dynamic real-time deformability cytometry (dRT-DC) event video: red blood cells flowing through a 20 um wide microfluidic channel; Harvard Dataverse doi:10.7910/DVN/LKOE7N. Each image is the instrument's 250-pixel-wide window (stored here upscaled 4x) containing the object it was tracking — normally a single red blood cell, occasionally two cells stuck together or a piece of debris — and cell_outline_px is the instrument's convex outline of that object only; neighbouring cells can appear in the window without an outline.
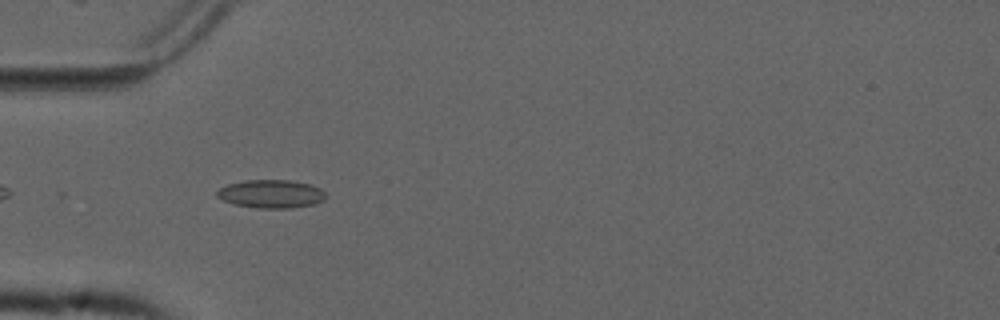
{"species": "common noctule bat (a hibernating species)", "species_latin": "Nyctalus noctula", "temperature_condition": "cold", "stored_images_in_passage": 41, "camera_frame_rate_fps": 3000, "um_per_image_px": 0.085, "animal": {"sex": "male", "forearm_length_mm": 52.5}, "frame": {"image": 1, "passage_image": 4, "time_ms": 1.0, "image_size_px": [1000, 320], "cell_outline_px": [[328, 196], [324, 200], [316, 204], [292, 208], [256, 208], [232, 204], [216, 196], [216, 192], [220, 188], [228, 184], [244, 180], [288, 180], [312, 184], [320, 188]], "centroid_in_image_um": [23.07, 16.48], "position_along_channel_um": 61.9, "area_um2": 18.15}}
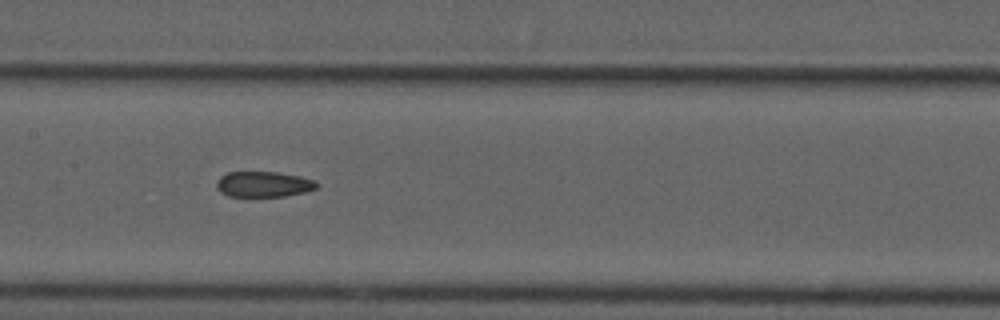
{"frame": {"image": 2, "passage_image": 14, "time_ms": 4.333, "image_size_px": [1000, 320], "cell_outline_px": [[320, 184], [316, 188], [304, 192], [284, 196], [228, 196], [220, 192], [216, 188], [216, 180], [220, 176], [228, 172], [276, 172], [300, 176], [316, 180]], "centroid_in_image_um": [22.39, 15.65], "position_along_channel_um": 185.0, "area_um2": 15.03}}
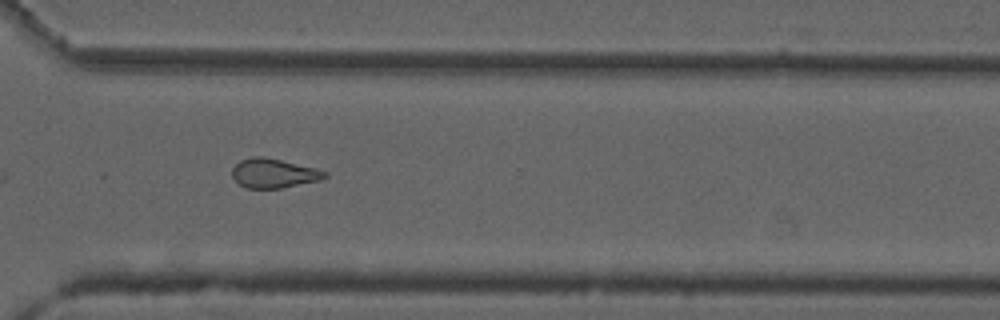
{"frame": {"image": 3, "passage_image": 27, "time_ms": 8.667, "image_size_px": [1000, 320], "cell_outline_px": [[328, 176], [320, 180], [280, 188], [244, 188], [232, 176], [232, 168], [240, 160], [252, 156], [264, 156], [316, 168], [328, 172]], "centroid_in_image_um": [23.26, 14.72], "position_along_channel_um": 347.3, "area_um2": 15.84}, "authors_computed_cell_mechanics": {"area_um2": 16.0106, "velocity_mm_per_s": 3.7577, "shape_relaxation_time_tau1_ms": null, "shape_relaxation_time_tau2_ms": 3.5486, "deformation_change_tau1": null, "deformation_change_tau2": 0.1015}}